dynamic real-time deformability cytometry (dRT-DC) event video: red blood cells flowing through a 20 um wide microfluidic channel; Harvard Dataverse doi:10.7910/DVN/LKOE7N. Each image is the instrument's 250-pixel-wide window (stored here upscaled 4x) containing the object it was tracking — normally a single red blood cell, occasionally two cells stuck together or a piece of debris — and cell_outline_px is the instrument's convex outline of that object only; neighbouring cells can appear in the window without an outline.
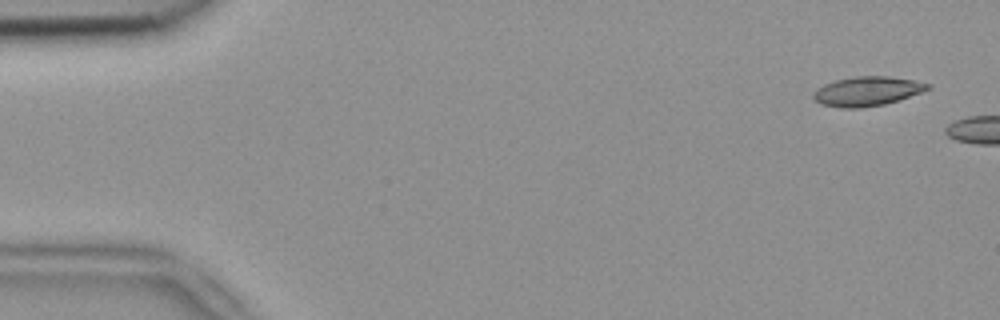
{"species": "common noctule bat (a hibernating species)", "species_latin": "Nyctalus noctula", "temperature_condition": "room temperature", "stored_images_in_passage": 2, "camera_frame_rate_fps": 3000, "um_per_image_px": 0.085, "animal": {"sex": "female", "body_mass_g": 18.4}, "frame": {"image": 1, "passage_image": 1, "time_ms": 0.0, "image_size_px": [1000, 320], "cell_outline_px": [[932, 88], [900, 100], [884, 104], [860, 108], [840, 108], [820, 104], [812, 96], [812, 92], [816, 88], [824, 84], [836, 80], [856, 76], [888, 76], [912, 80], [932, 84]], "centroid_in_image_um": [73.7, 7.76], "position_along_channel_um": 11.3, "area_um2": 19.71}}